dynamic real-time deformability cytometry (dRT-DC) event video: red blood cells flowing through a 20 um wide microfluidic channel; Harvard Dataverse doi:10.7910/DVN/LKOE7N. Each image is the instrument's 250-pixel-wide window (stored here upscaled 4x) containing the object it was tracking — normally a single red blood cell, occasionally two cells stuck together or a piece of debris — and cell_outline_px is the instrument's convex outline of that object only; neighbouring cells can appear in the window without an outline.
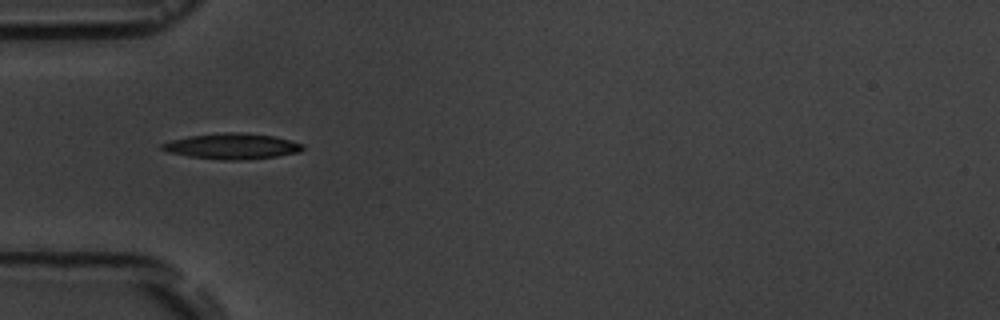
{"species": "common noctule bat (a hibernating species)", "species_latin": "Nyctalus noctula", "temperature_condition": "room temperature", "stored_images_in_passage": 6, "camera_frame_rate_fps": 3000, "um_per_image_px": 0.085, "animal": {"sex": "male", "body_mass_g": 19.5, "forearm_length_mm": 54.6}, "frame": {"image": 1, "passage_image": 2, "time_ms": 1.0, "image_size_px": [1000, 320], "cell_outline_px": [[304, 148], [300, 152], [276, 156], [244, 160], [224, 160], [188, 156], [168, 152], [160, 148], [160, 144], [172, 140], [188, 136], [228, 132], [236, 132], [272, 136], [304, 144]], "centroid_in_image_um": [19.71, 12.43], "position_along_channel_um": 65.3, "area_um2": 20.87}}
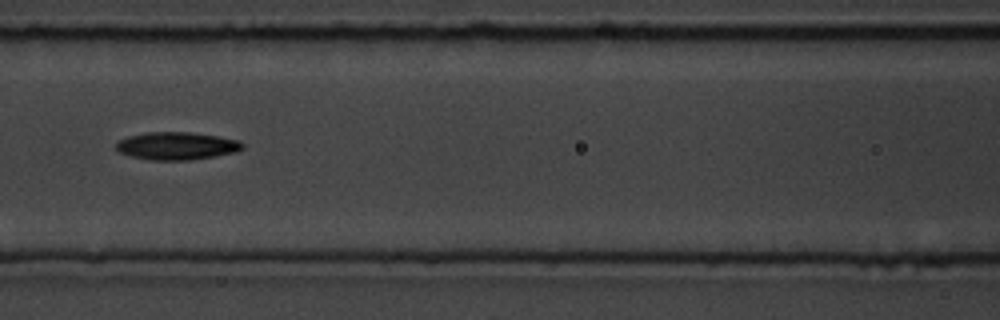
{"frame": {"image": 2, "passage_image": 4, "time_ms": 3.333, "image_size_px": [1000, 320], "cell_outline_px": [[244, 148], [236, 152], [216, 156], [192, 160], [152, 160], [132, 156], [120, 152], [116, 148], [116, 140], [128, 136], [148, 132], [192, 132], [220, 136], [240, 140], [244, 144]], "centroid_in_image_um": [15.06, 12.39], "position_along_channel_um": 151.5, "area_um2": 20.63}}
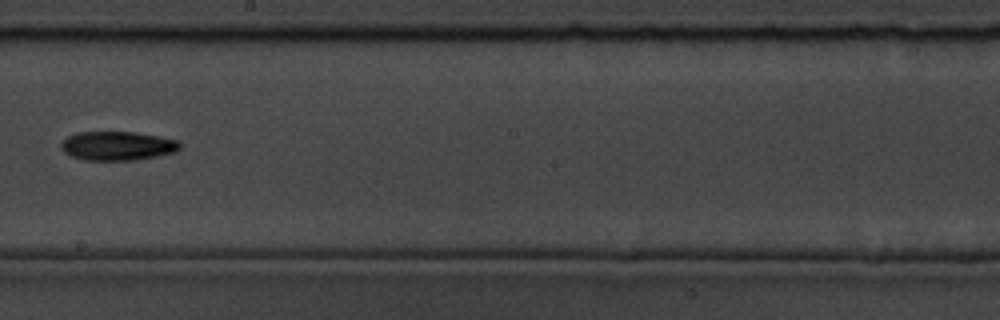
{"frame": {"image": 3, "passage_image": 6, "time_ms": 5.667, "image_size_px": [1000, 320], "cell_outline_px": [[180, 148], [176, 152], [136, 160], [84, 160], [72, 156], [64, 152], [60, 148], [60, 144], [68, 136], [76, 132], [132, 132], [160, 136], [180, 140]], "centroid_in_image_um": [10.0, 12.39], "position_along_channel_um": 238.2, "area_um2": 20.17}}